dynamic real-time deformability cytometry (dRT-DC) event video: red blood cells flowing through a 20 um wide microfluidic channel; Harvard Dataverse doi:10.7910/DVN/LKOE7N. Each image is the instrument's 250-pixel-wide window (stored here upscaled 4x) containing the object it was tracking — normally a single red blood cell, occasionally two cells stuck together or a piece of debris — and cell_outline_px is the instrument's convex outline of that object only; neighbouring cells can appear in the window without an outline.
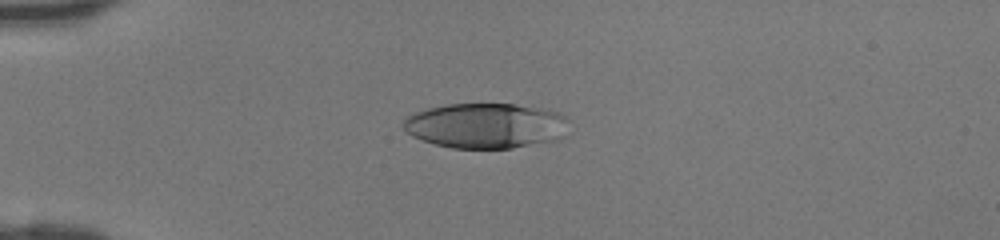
{"species": "human", "species_latin": "Homo sapiens", "temperature_condition": "room temperature", "stored_images_in_passage": 34, "camera_frame_rate_fps": 3000, "um_per_image_px": 0.085, "donor": {"sex": "female"}, "frame": {"image": 1, "passage_image": 1, "time_ms": 0.0, "image_size_px": [1000, 240], "cell_outline_px": [[572, 132], [568, 136], [560, 140], [512, 148], [452, 148], [436, 144], [412, 136], [404, 128], [404, 116], [428, 108], [444, 104], [516, 104], [544, 108], [560, 112], [568, 120]], "centroid_in_image_um": [41.42, 10.68], "position_along_channel_um": 43.6, "area_um2": 44.45}}
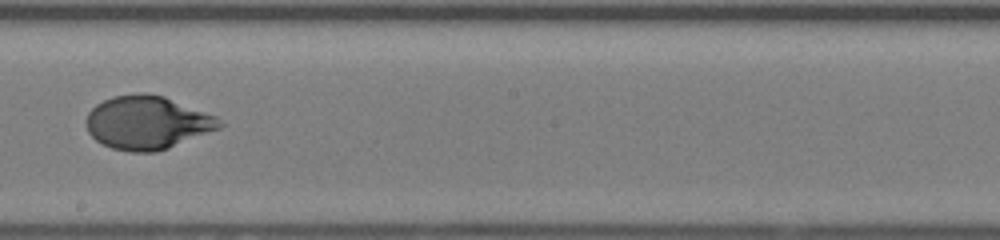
{"frame": {"image": 2, "passage_image": 16, "time_ms": 5.0, "image_size_px": [1000, 240], "cell_outline_px": [[228, 124], [220, 128], [168, 148], [156, 152], [128, 152], [112, 148], [96, 140], [88, 132], [84, 120], [88, 112], [96, 104], [112, 96], [140, 92], [144, 92], [164, 96], [216, 116]], "centroid_in_image_um": [12.51, 10.41], "position_along_channel_um": 235.7, "area_um2": 41.73}}
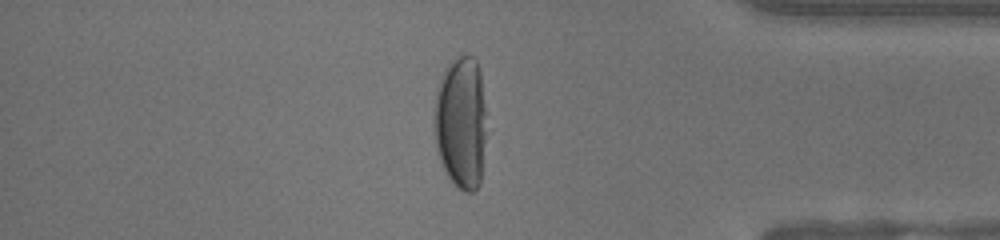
{"frame": {"image": 3, "passage_image": 28, "time_ms": 9.0, "image_size_px": [1000, 240], "cell_outline_px": [[484, 140], [480, 184], [472, 192], [464, 192], [456, 188], [448, 176], [440, 160], [436, 148], [432, 124], [432, 120], [436, 88], [440, 76], [444, 68], [452, 60], [460, 56], [472, 56], [476, 60], [480, 72], [484, 108]], "centroid_in_image_um": [39.12, 10.41], "position_along_channel_um": 396.1, "area_um2": 40.69}}